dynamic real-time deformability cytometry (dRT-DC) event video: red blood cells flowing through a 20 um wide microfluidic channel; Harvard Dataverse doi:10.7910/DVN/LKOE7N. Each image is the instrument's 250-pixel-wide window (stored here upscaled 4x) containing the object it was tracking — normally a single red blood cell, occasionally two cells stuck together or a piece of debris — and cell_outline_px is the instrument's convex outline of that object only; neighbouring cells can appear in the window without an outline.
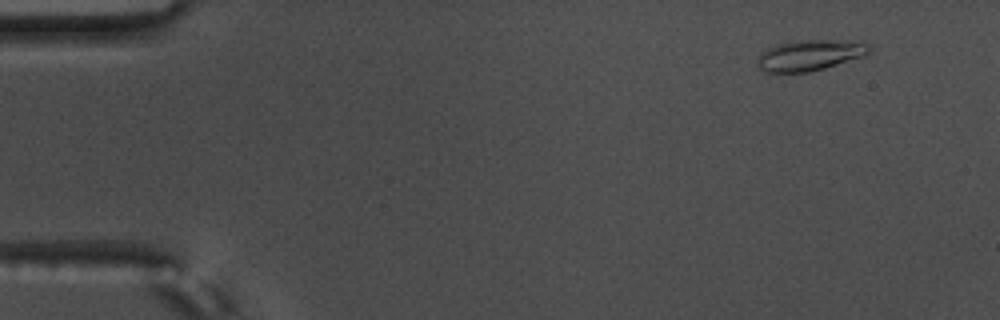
{"species": "common noctule bat (a hibernating species)", "species_latin": "Nyctalus noctula", "temperature_condition": "warm", "stored_images_in_passage": 54, "camera_frame_rate_fps": 3000, "um_per_image_px": 0.085, "animal": {"sex": "male", "body_mass_g": 17.5, "forearm_length_mm": 52.3}, "frame": {"image": 1, "passage_image": 2, "time_ms": 0.333, "image_size_px": [1000, 320], "cell_outline_px": [[872, 48], [864, 56], [824, 68], [808, 72], [764, 72], [760, 68], [760, 52], [768, 48], [780, 44], [804, 40], [852, 40], [868, 44]], "centroid_in_image_um": [68.89, 4.69], "position_along_channel_um": 16.1, "area_um2": 19.71}}
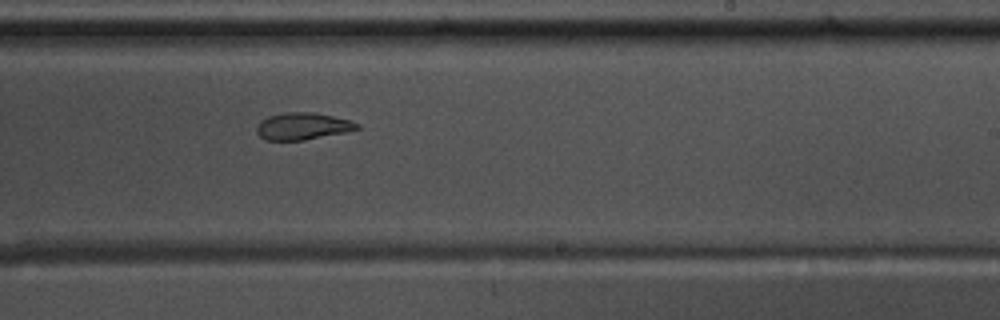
{"frame": {"image": 2, "passage_image": 32, "time_ms": 10.333, "image_size_px": [1000, 320], "cell_outline_px": [[360, 128], [344, 132], [304, 140], [264, 140], [256, 132], [256, 128], [260, 120], [268, 116], [284, 112], [316, 112], [348, 120], [360, 124]], "centroid_in_image_um": [25.68, 10.72], "position_along_channel_um": 263.3, "area_um2": 15.78}}
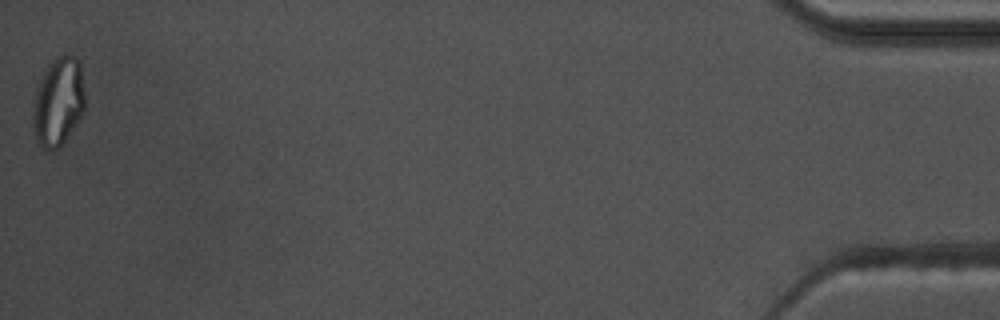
{"frame": {"image": 3, "passage_image": 54, "time_ms": 17.667, "image_size_px": [1000, 320], "cell_outline_px": [[84, 112], [60, 148], [52, 152], [44, 152], [36, 140], [32, 132], [32, 112], [36, 92], [44, 72], [48, 64], [56, 56], [64, 52], [76, 56], [80, 60], [84, 92]], "centroid_in_image_um": [4.94, 8.68], "position_along_channel_um": 430.3, "area_um2": 27.57}, "authors_computed_cell_mechanics": {"area_um2": 17.7735, "velocity_mm_per_s": 3.5838, "shape_relaxation_time_tau1_ms": null, "shape_relaxation_time_tau2_ms": 3.8104, "deformation_change_tau1": null, "deformation_change_tau2": 0.105}}